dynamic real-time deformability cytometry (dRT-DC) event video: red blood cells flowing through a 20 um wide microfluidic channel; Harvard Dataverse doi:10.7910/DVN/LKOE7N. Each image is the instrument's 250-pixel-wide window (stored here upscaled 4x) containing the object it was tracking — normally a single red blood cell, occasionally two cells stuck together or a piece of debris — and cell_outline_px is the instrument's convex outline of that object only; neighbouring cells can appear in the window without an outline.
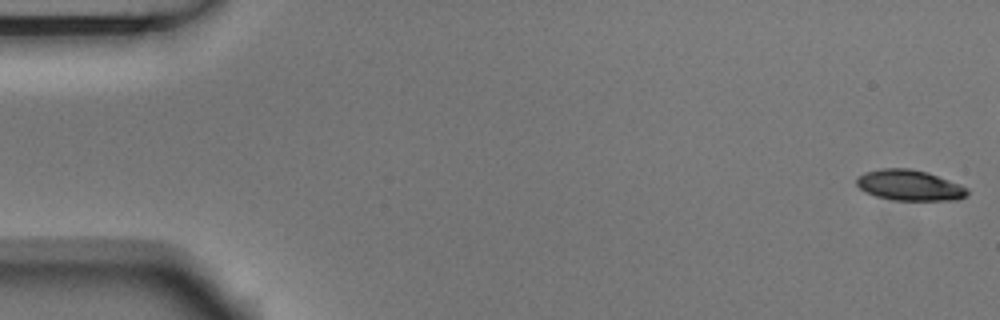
{"species": "Egyptian fruit bat (a non-hibernating species)", "species_latin": "Rousettus aegyptiacus", "temperature_condition": "room temperature", "stored_images_in_passage": 6, "camera_frame_rate_fps": 3000, "um_per_image_px": 0.085, "animal": {"sex": "male"}, "frame": {"image": 1, "passage_image": 1, "time_ms": 0.0, "image_size_px": [1000, 320], "cell_outline_px": [[968, 192], [960, 200], [892, 200], [876, 196], [860, 188], [856, 184], [856, 180], [864, 172], [880, 168], [908, 168], [928, 172], [960, 184], [968, 188]], "centroid_in_image_um": [77.32, 15.74], "position_along_channel_um": 7.7, "area_um2": 19.77}}
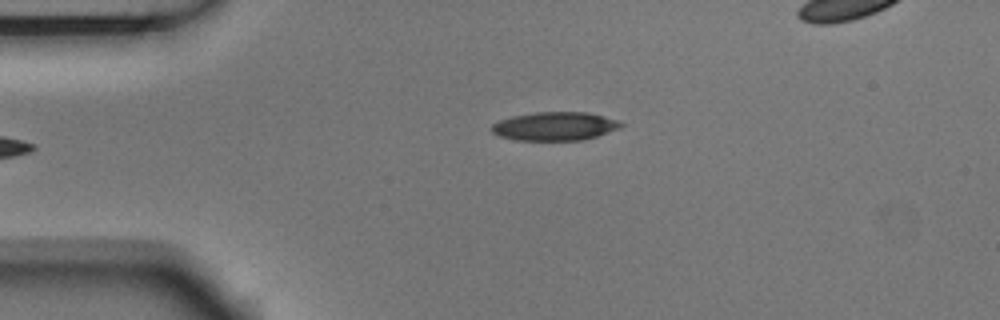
{"frame": {"image": 2, "passage_image": 6, "time_ms": 1.667, "image_size_px": [1000, 320], "cell_outline_px": [[624, 124], [620, 128], [584, 140], [516, 140], [500, 136], [492, 132], [488, 128], [492, 124], [500, 120], [512, 116], [536, 112], [588, 112], [604, 116], [616, 120]], "centroid_in_image_um": [47.14, 10.73], "position_along_channel_um": 37.9, "area_um2": 21.5}}